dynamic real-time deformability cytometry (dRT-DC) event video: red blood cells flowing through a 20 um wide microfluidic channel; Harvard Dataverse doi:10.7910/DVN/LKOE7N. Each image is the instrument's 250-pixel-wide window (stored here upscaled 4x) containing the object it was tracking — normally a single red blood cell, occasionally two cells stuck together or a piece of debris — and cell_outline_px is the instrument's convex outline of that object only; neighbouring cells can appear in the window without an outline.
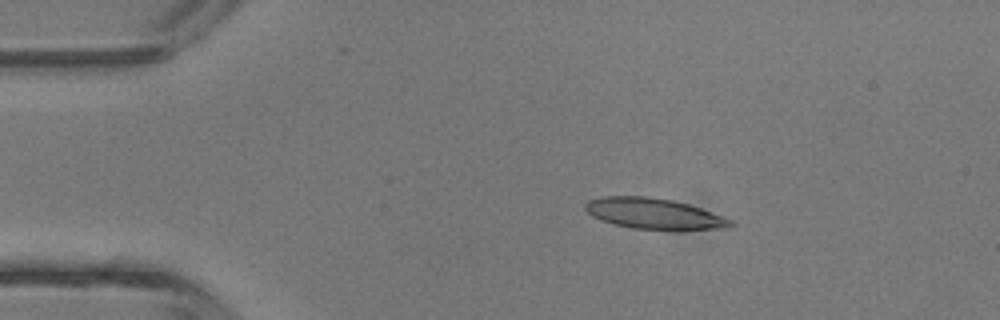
{"species": "common noctule bat (a hibernating species)", "species_latin": "Nyctalus noctula", "temperature_condition": "room temperature", "stored_images_in_passage": 3, "camera_frame_rate_fps": 3000, "um_per_image_px": 0.085, "animal": {"sex": "male", "body_mass_g": 13.3}, "frame": {"image": 1, "passage_image": 2, "time_ms": 1.333, "image_size_px": [1000, 320], "cell_outline_px": [[736, 224], [728, 228], [676, 232], [632, 228], [600, 220], [592, 216], [584, 208], [584, 204], [588, 200], [600, 196], [644, 196], [672, 200], [688, 204], [724, 216], [732, 220]], "centroid_in_image_um": [55.65, 18.2], "position_along_channel_um": 29.4, "area_um2": 26.88}}